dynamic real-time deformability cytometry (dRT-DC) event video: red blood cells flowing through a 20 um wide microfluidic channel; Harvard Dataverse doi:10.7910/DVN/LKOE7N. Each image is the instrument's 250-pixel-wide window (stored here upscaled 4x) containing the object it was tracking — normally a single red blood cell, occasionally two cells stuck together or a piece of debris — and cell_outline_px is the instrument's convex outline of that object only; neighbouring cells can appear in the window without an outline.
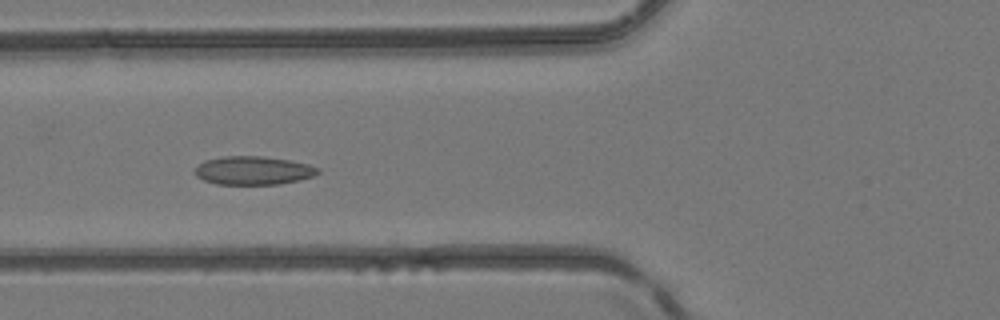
{"species": "common noctule bat (a hibernating species)", "species_latin": "Nyctalus noctula", "temperature_condition": "room temperature", "stored_images_in_passage": 4, "camera_frame_rate_fps": 3000, "um_per_image_px": 0.085, "animal": {"sex": "female", "body_mass_g": 24.6, "forearm_length_mm": 56.2}, "frame": {"image": 1, "passage_image": 4, "time_ms": 4.0, "image_size_px": [1000, 320], "cell_outline_px": [[320, 172], [312, 176], [300, 180], [276, 184], [216, 184], [204, 180], [196, 176], [192, 172], [204, 160], [224, 156], [264, 156], [288, 160], [308, 164], [320, 168]], "centroid_in_image_um": [21.51, 14.49], "position_along_channel_um": 104.3, "area_um2": 20.4}}